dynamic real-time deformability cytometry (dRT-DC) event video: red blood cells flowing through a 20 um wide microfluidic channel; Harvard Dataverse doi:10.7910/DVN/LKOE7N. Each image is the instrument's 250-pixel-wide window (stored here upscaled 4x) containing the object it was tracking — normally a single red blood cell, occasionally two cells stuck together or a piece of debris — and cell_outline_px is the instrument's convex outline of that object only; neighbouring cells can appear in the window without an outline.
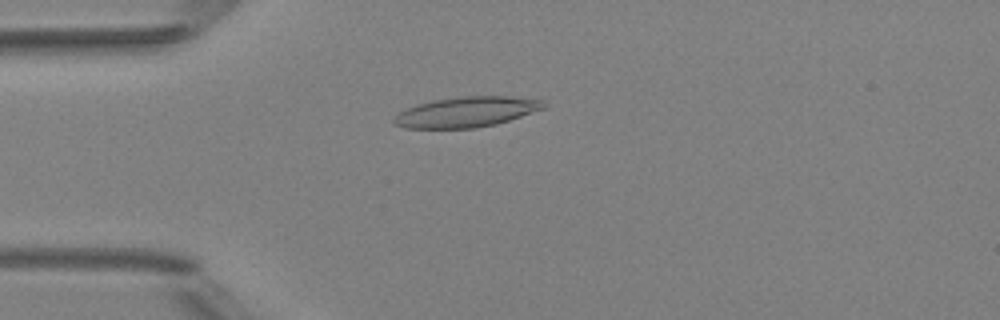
{"species": "Egyptian fruit bat (a non-hibernating species)", "species_latin": "Rousettus aegyptiacus", "temperature_condition": "room temperature", "stored_images_in_passage": 4, "camera_frame_rate_fps": 3000, "um_per_image_px": 0.085, "animal": {"sex": "female"}, "frame": {"image": 1, "passage_image": 4, "time_ms": 3.333, "image_size_px": [1000, 320], "cell_outline_px": [[548, 104], [544, 108], [496, 124], [476, 128], [404, 128], [392, 124], [392, 120], [400, 112], [416, 104], [432, 100], [460, 96], [512, 96], [544, 100]], "centroid_in_image_um": [39.64, 9.51], "position_along_channel_um": 45.4, "area_um2": 26.53}}